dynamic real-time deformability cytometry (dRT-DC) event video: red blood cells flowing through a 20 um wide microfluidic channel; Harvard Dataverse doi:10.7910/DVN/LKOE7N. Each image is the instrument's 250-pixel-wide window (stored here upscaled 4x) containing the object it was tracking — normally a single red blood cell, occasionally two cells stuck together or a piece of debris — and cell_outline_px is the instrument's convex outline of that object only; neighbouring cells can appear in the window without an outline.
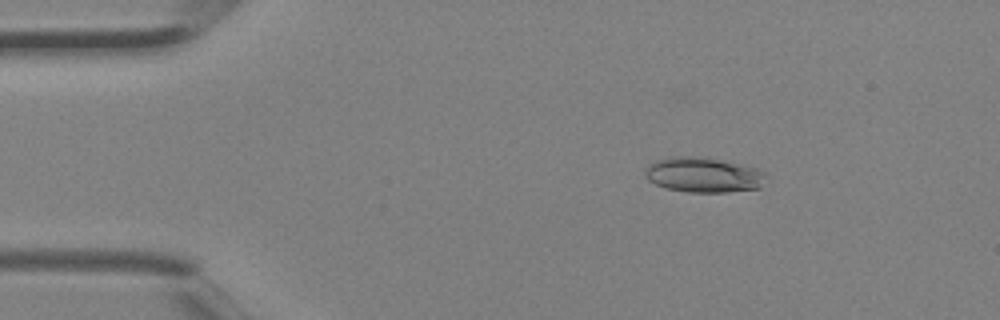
{"species": "Egyptian fruit bat (a non-hibernating species)", "species_latin": "Rousettus aegyptiacus", "temperature_condition": "room temperature", "stored_images_in_passage": 3, "camera_frame_rate_fps": 3000, "um_per_image_px": 0.085, "animal": {"sex": "female"}, "frame": {"image": 1, "passage_image": 2, "time_ms": 0.333, "image_size_px": [1000, 320], "cell_outline_px": [[768, 172], [760, 188], [728, 192], [688, 192], [664, 188], [648, 180], [644, 176], [644, 168], [648, 164], [656, 160], [668, 156], [704, 156], [732, 160]], "centroid_in_image_um": [59.8, 14.83], "position_along_channel_um": 25.2, "area_um2": 25.61}}